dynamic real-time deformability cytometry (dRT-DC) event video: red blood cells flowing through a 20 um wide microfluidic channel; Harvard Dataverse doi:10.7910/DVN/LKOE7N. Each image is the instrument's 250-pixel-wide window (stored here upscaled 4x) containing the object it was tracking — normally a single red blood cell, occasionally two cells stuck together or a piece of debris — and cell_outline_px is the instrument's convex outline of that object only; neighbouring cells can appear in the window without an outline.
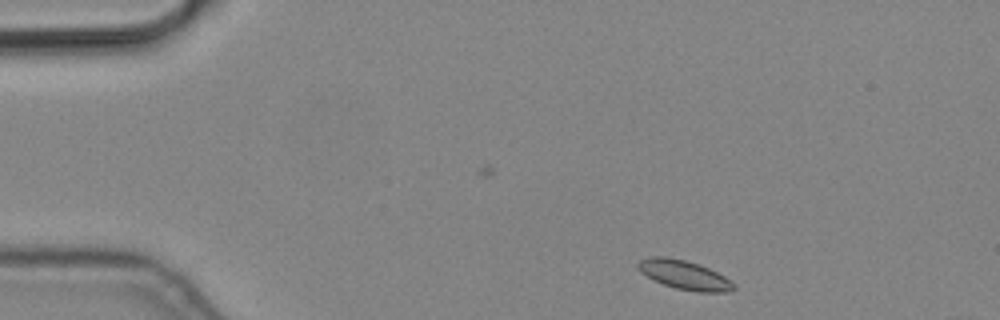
{"species": "common noctule bat (a hibernating species)", "species_latin": "Nyctalus noctula", "temperature_condition": "cold", "stored_images_in_passage": 4, "segment_of_instrument_passage": [1, 2], "camera_frame_rate_fps": 3000, "um_per_image_px": 0.085, "animal": {"sex": "male", "body_mass_g": 19.2, "forearm_length_mm": 51.8}, "frame": {"image": 1, "passage_image": 1, "time_ms": 0.0, "image_size_px": [1000, 320], "cell_outline_px": [[736, 288], [732, 292], [696, 292], [676, 288], [652, 280], [640, 272], [636, 264], [640, 260], [648, 256], [668, 256], [700, 264], [724, 276], [736, 284]], "centroid_in_image_um": [58.16, 23.36], "position_along_channel_um": 26.8, "area_um2": 16.47}}